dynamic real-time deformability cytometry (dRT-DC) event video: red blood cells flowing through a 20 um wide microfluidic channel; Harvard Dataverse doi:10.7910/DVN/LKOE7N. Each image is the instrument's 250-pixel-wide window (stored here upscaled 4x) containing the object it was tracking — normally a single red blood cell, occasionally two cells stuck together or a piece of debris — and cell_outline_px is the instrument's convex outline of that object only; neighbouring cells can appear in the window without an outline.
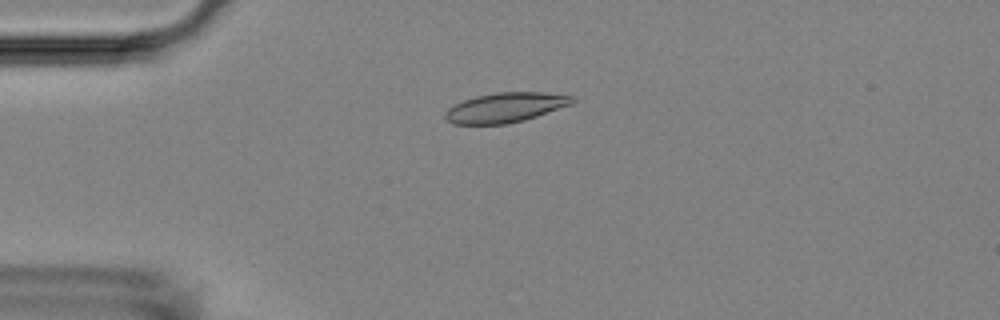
{"species": "Egyptian fruit bat (a non-hibernating species)", "species_latin": "Rousettus aegyptiacus", "temperature_condition": "room temperature", "stored_images_in_passage": 48, "camera_frame_rate_fps": 3000, "um_per_image_px": 0.085, "animal": {"sex": "female"}, "frame": {"image": 1, "passage_image": 6, "time_ms": 1.667, "image_size_px": [1000, 320], "cell_outline_px": [[576, 100], [572, 104], [524, 120], [508, 124], [452, 124], [444, 116], [444, 112], [448, 108], [464, 100], [476, 96], [496, 92], [544, 92], [576, 96]], "centroid_in_image_um": [42.98, 9.13], "position_along_channel_um": 42.0, "area_um2": 22.08}}
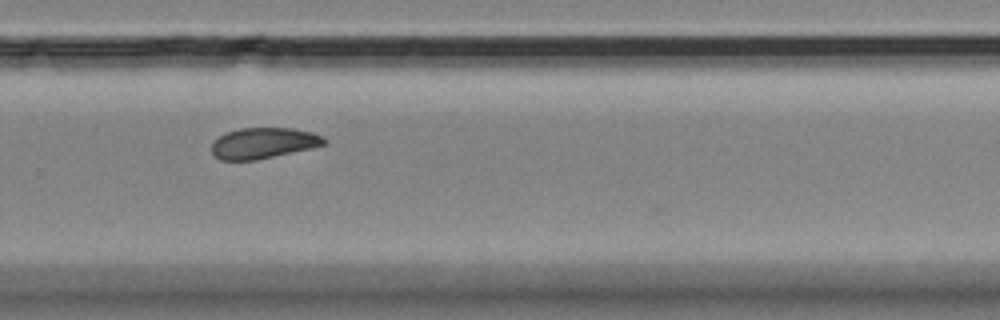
{"frame": {"image": 2, "passage_image": 30, "time_ms": 9.667, "image_size_px": [1000, 320], "cell_outline_px": [[328, 140], [324, 144], [312, 148], [256, 160], [220, 160], [212, 152], [212, 144], [224, 132], [240, 128], [292, 128], [312, 132]], "centroid_in_image_um": [22.38, 12.16], "position_along_channel_um": 307.4, "area_um2": 20.11}}
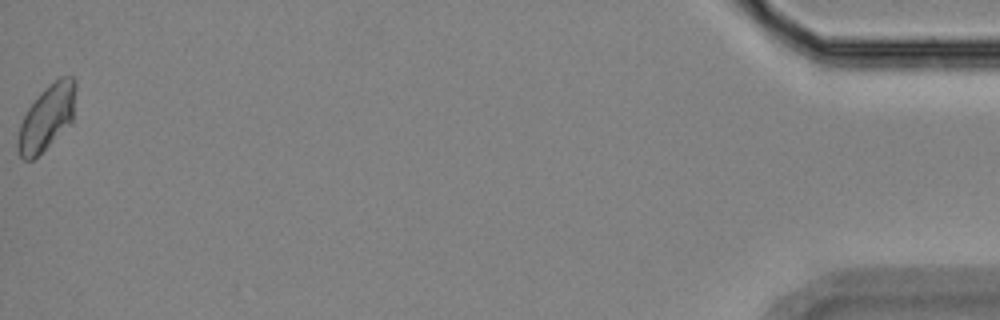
{"frame": {"image": 3, "passage_image": 48, "time_ms": 15.667, "image_size_px": [1000, 320], "cell_outline_px": [[76, 88], [72, 120], [32, 160], [24, 160], [20, 156], [16, 148], [16, 140], [20, 124], [28, 108], [40, 92], [48, 84], [60, 76], [72, 76], [76, 80]], "centroid_in_image_um": [3.95, 9.94], "position_along_channel_um": 431.2, "area_um2": 21.62}, "authors_computed_cell_mechanics": {"area_um2": 21.1548, "velocity_mm_per_s": 3.6087, "shape_relaxation_time_tau1_ms": null, "shape_relaxation_time_tau2_ms": 5.8438, "deformation_change_tau1": null, "deformation_change_tau2": 0.0762}}